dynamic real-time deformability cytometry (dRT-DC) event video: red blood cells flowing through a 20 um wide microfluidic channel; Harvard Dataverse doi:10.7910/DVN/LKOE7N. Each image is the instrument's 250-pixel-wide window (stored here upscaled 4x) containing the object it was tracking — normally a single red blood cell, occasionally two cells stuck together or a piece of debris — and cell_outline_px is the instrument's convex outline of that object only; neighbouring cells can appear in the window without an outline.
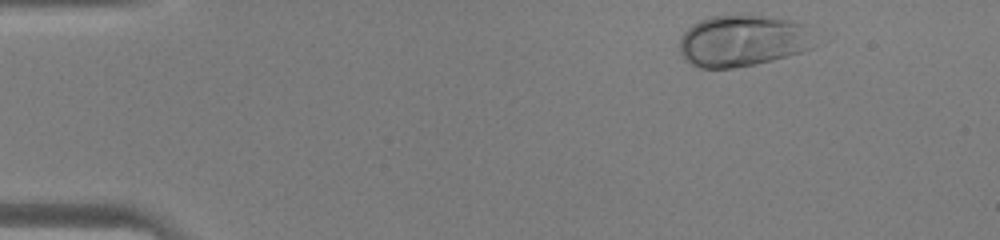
{"species": "human", "species_latin": "Homo sapiens", "temperature_condition": "warm", "stored_images_in_passage": 35, "camera_frame_rate_fps": 3000, "um_per_image_px": 0.085, "donor": {"sex": "male"}, "frame": {"image": 1, "passage_image": 1, "time_ms": 0.0, "image_size_px": [1000, 240], "cell_outline_px": [[812, 48], [800, 52], [772, 60], [756, 64], [732, 68], [700, 68], [684, 60], [680, 52], [680, 36], [692, 24], [700, 20], [712, 16], [740, 12], [748, 12], [792, 20], [808, 24]], "centroid_in_image_um": [63.1, 3.41], "position_along_channel_um": 21.9, "area_um2": 41.38}}
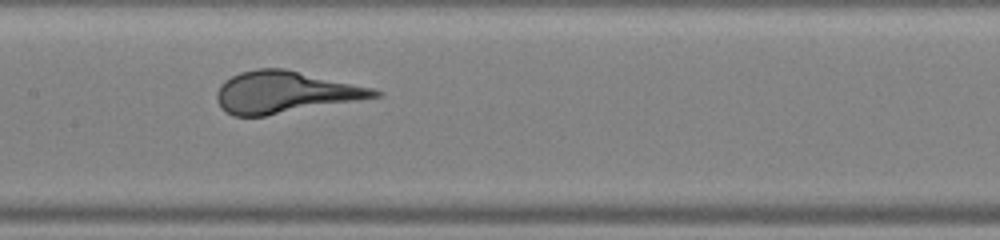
{"frame": {"image": 2, "passage_image": 18, "time_ms": 5.667, "image_size_px": [1000, 240], "cell_outline_px": [[384, 92], [380, 96], [264, 116], [232, 116], [224, 112], [216, 100], [216, 92], [220, 84], [224, 80], [240, 72], [256, 68], [284, 68], [372, 88]], "centroid_in_image_um": [24.15, 7.83], "position_along_channel_um": 183.3, "area_um2": 38.15}}
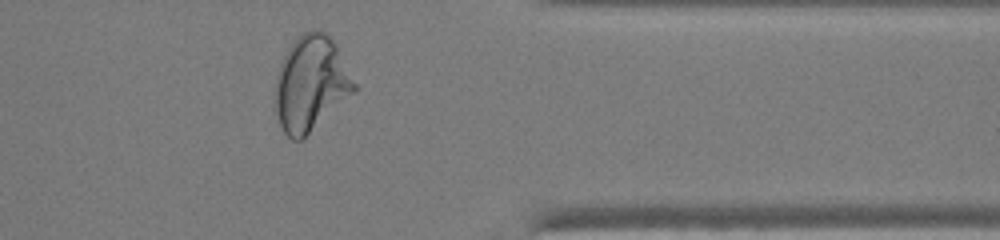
{"frame": {"image": 3, "passage_image": 32, "time_ms": 10.333, "image_size_px": [1000, 240], "cell_outline_px": [[360, 88], [356, 92], [300, 140], [292, 140], [284, 132], [280, 124], [276, 112], [276, 76], [280, 64], [288, 48], [296, 36], [312, 28], [316, 28], [324, 32], [336, 44]], "centroid_in_image_um": [26.47, 7.07], "position_along_channel_um": 384.9, "area_um2": 43.93}}